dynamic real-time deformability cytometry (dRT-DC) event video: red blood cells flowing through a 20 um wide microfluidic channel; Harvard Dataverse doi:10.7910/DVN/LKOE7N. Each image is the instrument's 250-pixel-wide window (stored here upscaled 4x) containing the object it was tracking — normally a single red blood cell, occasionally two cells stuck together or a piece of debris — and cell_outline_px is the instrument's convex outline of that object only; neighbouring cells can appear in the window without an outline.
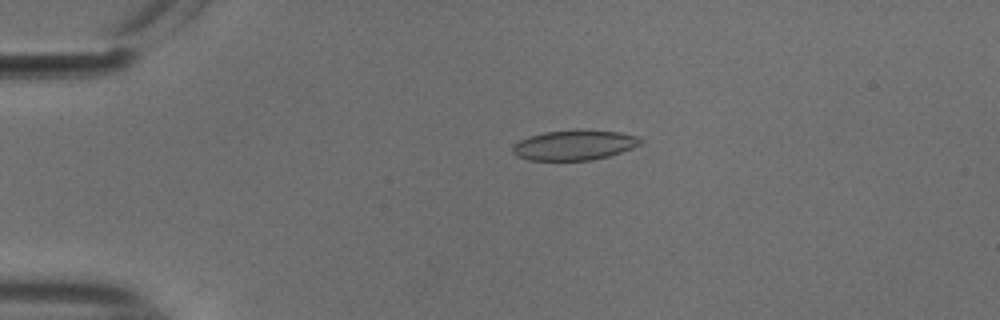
{"species": "common noctule bat (a hibernating species)", "species_latin": "Nyctalus noctula", "temperature_condition": "cold", "stored_images_in_passage": 36, "camera_frame_rate_fps": 3000, "um_per_image_px": 0.085, "animal": {"sex": "male", "body_mass_g": 18.8}, "frame": {"image": 1, "passage_image": 2, "time_ms": 0.333, "image_size_px": [1000, 320], "cell_outline_px": [[644, 140], [640, 144], [632, 148], [608, 156], [592, 160], [528, 160], [516, 156], [512, 152], [512, 144], [528, 136], [544, 132], [576, 128], [620, 132], [636, 136]], "centroid_in_image_um": [48.79, 12.31], "position_along_channel_um": 36.2, "area_um2": 22.77}}
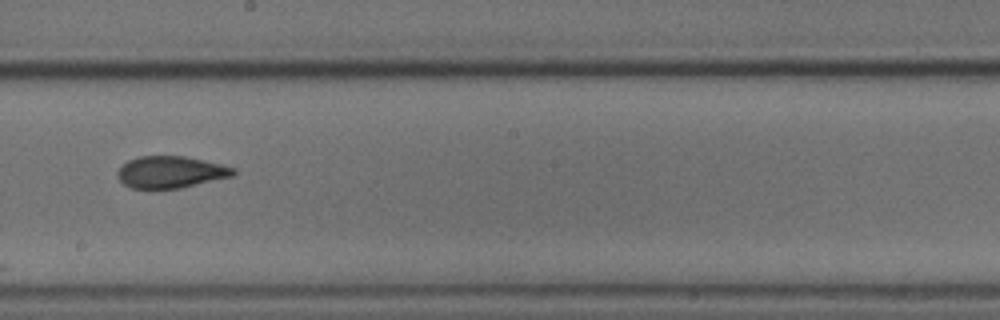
{"frame": {"image": 2, "passage_image": 21, "time_ms": 6.667, "image_size_px": [1000, 320], "cell_outline_px": [[236, 172], [232, 176], [180, 188], [132, 188], [124, 184], [116, 176], [116, 172], [128, 160], [140, 156], [184, 156], [220, 164], [236, 168]], "centroid_in_image_um": [14.49, 14.62], "position_along_channel_um": 233.7, "area_um2": 21.27}}
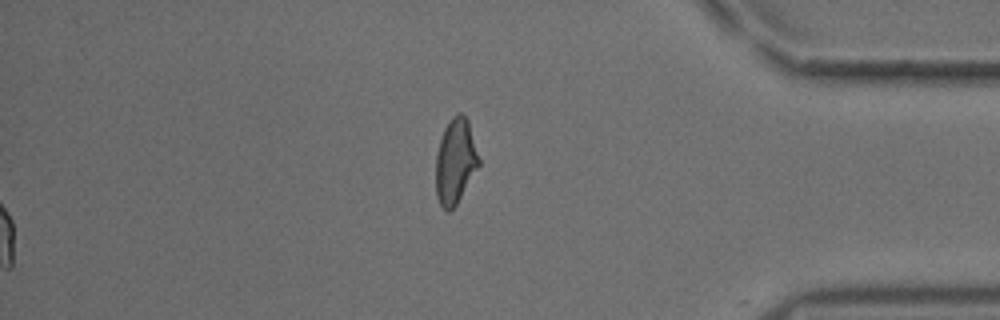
{"frame": {"image": 3, "passage_image": 36, "time_ms": 11.667, "image_size_px": [1000, 320], "cell_outline_px": [[480, 164], [456, 204], [448, 212], [444, 212], [436, 196], [436, 156], [440, 140], [444, 128], [452, 116], [456, 112], [460, 112], [468, 120], [480, 160]], "centroid_in_image_um": [38.7, 13.71], "position_along_channel_um": 396.5, "area_um2": 21.27}, "authors_computed_cell_mechanics": {"area_um2": 21.5016, "velocity_mm_per_s": 3.7579, "shape_relaxation_time_tau1_ms": 8.1198, "shape_relaxation_time_tau2_ms": 2.1179, "deformation_change_tau1": 0.1877, "deformation_change_tau2": 0.0676}}